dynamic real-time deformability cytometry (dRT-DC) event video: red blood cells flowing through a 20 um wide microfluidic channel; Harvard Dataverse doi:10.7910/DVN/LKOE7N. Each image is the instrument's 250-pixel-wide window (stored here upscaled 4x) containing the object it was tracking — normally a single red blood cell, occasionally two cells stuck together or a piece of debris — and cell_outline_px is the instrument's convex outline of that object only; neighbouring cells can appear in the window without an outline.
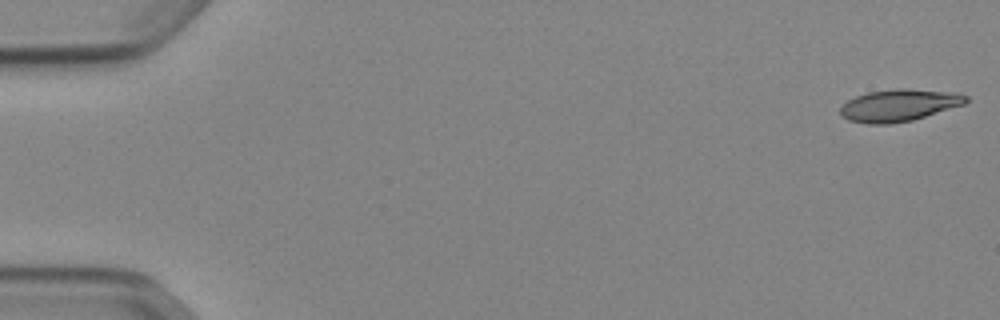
{"species": "Egyptian fruit bat (a non-hibernating species)", "species_latin": "Rousettus aegyptiacus", "temperature_condition": "cold", "stored_images_in_passage": 16, "camera_frame_rate_fps": 3000, "um_per_image_px": 0.085, "animal": {"sex": "female"}, "frame": {"image": 1, "passage_image": 1, "time_ms": 0.0, "image_size_px": [1000, 320], "cell_outline_px": [[968, 100], [964, 104], [912, 120], [888, 124], [868, 124], [848, 120], [840, 112], [840, 108], [848, 100], [856, 96], [868, 92], [896, 88], [904, 88], [956, 92], [968, 96]], "centroid_in_image_um": [76.42, 8.94], "position_along_channel_um": 8.6, "area_um2": 23.35}}
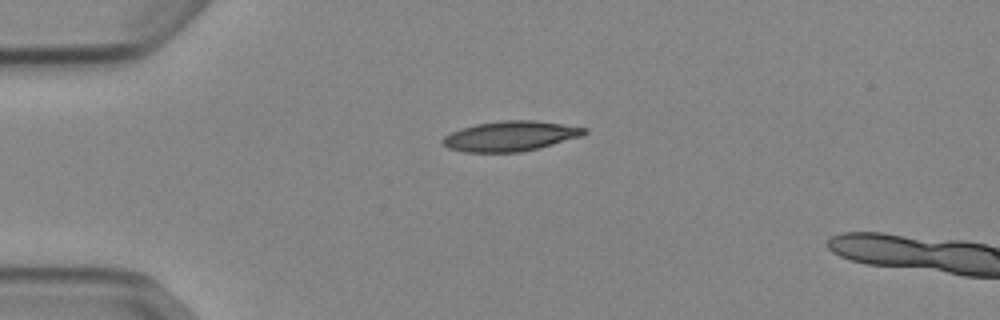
{"frame": {"image": 2, "passage_image": 13, "time_ms": 4.0, "image_size_px": [1000, 320], "cell_outline_px": [[588, 132], [580, 136], [540, 148], [520, 152], [464, 152], [448, 148], [440, 140], [444, 136], [460, 128], [476, 124], [500, 120], [536, 120], [588, 128]], "centroid_in_image_um": [43.37, 11.56], "position_along_channel_um": 41.6, "area_um2": 24.85}}